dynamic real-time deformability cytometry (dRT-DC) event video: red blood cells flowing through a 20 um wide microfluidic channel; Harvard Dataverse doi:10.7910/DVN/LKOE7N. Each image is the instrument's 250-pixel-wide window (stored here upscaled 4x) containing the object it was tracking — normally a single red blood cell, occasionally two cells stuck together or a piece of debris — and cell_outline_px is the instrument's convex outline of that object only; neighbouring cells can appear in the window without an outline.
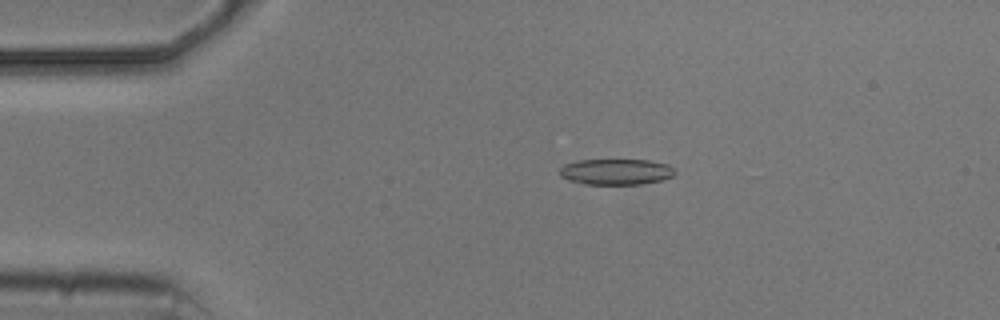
{"species": "common noctule bat (a hibernating species)", "species_latin": "Nyctalus noctula", "temperature_condition": "cold", "stored_images_in_passage": 4, "camera_frame_rate_fps": 3000, "um_per_image_px": 0.085, "animal": {"sex": "male", "body_mass_g": 20.5, "forearm_length_mm": 52.5}, "frame": {"image": 1, "passage_image": 1, "time_ms": 0.0, "image_size_px": [1000, 320], "cell_outline_px": [[676, 172], [672, 176], [664, 180], [640, 184], [584, 184], [568, 180], [560, 176], [560, 168], [564, 164], [576, 160], [648, 160], [668, 164]], "centroid_in_image_um": [52.35, 14.6], "position_along_channel_um": 32.7, "area_um2": 17.46}}